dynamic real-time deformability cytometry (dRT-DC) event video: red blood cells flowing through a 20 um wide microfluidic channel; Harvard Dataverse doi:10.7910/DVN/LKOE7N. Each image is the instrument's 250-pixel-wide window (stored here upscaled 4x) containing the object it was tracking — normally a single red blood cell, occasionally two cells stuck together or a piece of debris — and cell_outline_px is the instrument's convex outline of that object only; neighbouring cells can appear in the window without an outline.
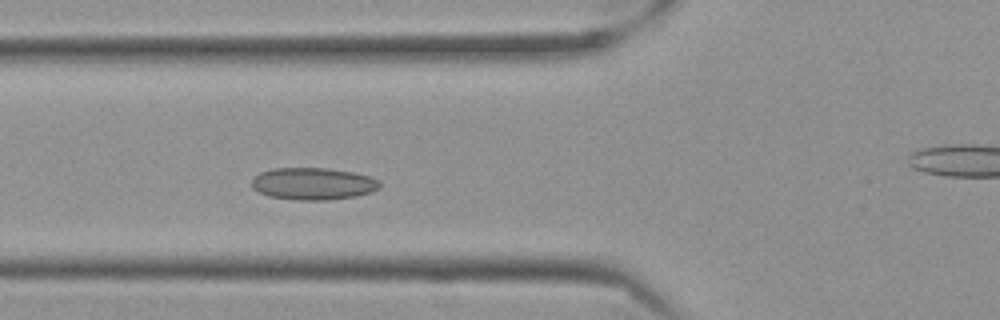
{"species": "Egyptian fruit bat (a non-hibernating species)", "species_latin": "Rousettus aegyptiacus", "temperature_condition": "cold", "stored_images_in_passage": 33, "camera_frame_rate_fps": 3000, "um_per_image_px": 0.085, "frame": {"image": 1, "passage_image": 9, "time_ms": 2.667, "image_size_px": [1000, 320], "cell_outline_px": [[380, 188], [372, 192], [356, 196], [324, 200], [296, 200], [268, 196], [252, 188], [252, 180], [260, 172], [276, 168], [328, 168], [352, 172], [368, 176], [380, 180]], "centroid_in_image_um": [26.63, 15.62], "position_along_channel_um": 99.2, "area_um2": 23.93}}
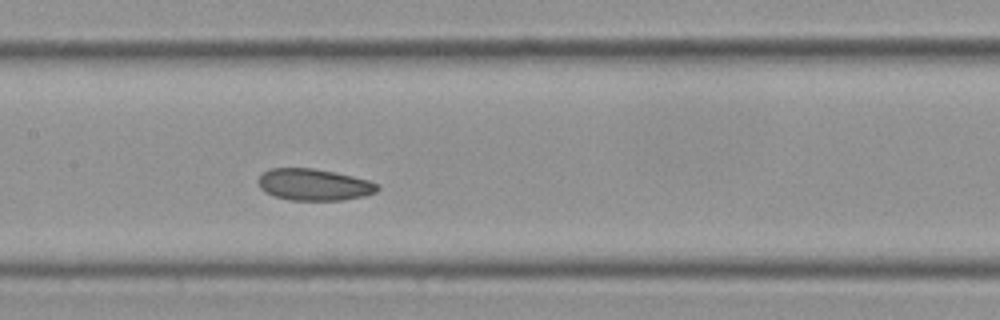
{"frame": {"image": 2, "passage_image": 16, "time_ms": 5.0, "image_size_px": [1000, 320], "cell_outline_px": [[380, 188], [376, 192], [364, 196], [344, 200], [288, 200], [264, 192], [260, 188], [256, 180], [268, 168], [312, 168], [352, 176], [368, 180], [380, 184]], "centroid_in_image_um": [26.68, 15.7], "position_along_channel_um": 180.7, "area_um2": 22.08}}
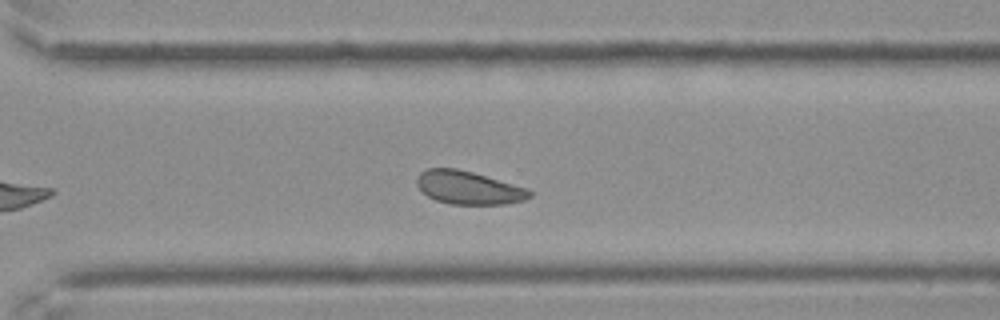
{"frame": {"image": 3, "passage_image": 29, "time_ms": 9.333, "image_size_px": [1000, 320], "cell_outline_px": [[532, 196], [524, 200], [504, 204], [448, 204], [436, 200], [428, 196], [416, 184], [416, 180], [420, 172], [428, 168], [456, 168], [472, 172], [528, 188], [532, 192]], "centroid_in_image_um": [39.83, 15.95], "position_along_channel_um": 330.8, "area_um2": 21.73}, "authors_computed_cell_mechanics": {"area_um2": 22.0796, "velocity_mm_per_s": 3.4728, "shape_relaxation_time_tau1_ms": null, "shape_relaxation_time_tau2_ms": 2.4097, "deformation_change_tau1": null, "deformation_change_tau2": 0.0713}}